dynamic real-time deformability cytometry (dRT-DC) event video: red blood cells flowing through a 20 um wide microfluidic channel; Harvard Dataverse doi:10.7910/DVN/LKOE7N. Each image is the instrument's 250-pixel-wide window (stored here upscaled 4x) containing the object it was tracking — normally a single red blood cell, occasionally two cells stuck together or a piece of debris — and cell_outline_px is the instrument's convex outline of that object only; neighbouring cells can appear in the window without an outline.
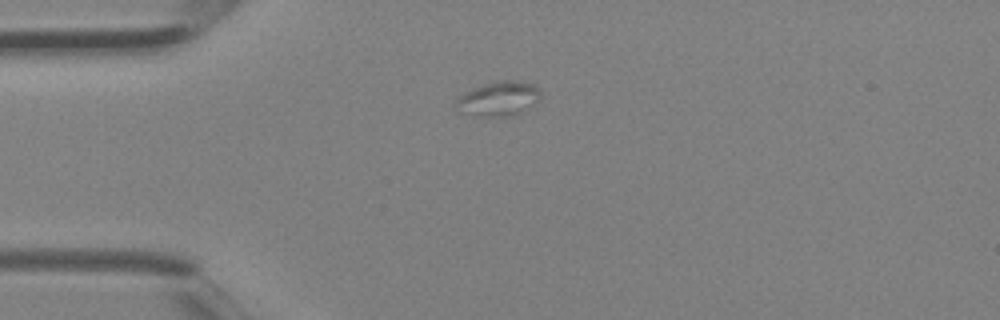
{"species": "Egyptian fruit bat (a non-hibernating species)", "species_latin": "Rousettus aegyptiacus", "temperature_condition": "room temperature", "stored_images_in_passage": 3, "camera_frame_rate_fps": 3000, "um_per_image_px": 0.085, "animal": {"sex": "female"}, "frame": {"image": 1, "passage_image": 3, "time_ms": 0.667, "image_size_px": [1000, 320], "cell_outline_px": [[540, 100], [516, 116], [476, 116], [456, 112], [452, 104], [464, 92], [496, 80], [516, 80], [536, 84], [540, 88]], "centroid_in_image_um": [42.37, 8.4], "position_along_channel_um": 42.6, "area_um2": 17.57}}